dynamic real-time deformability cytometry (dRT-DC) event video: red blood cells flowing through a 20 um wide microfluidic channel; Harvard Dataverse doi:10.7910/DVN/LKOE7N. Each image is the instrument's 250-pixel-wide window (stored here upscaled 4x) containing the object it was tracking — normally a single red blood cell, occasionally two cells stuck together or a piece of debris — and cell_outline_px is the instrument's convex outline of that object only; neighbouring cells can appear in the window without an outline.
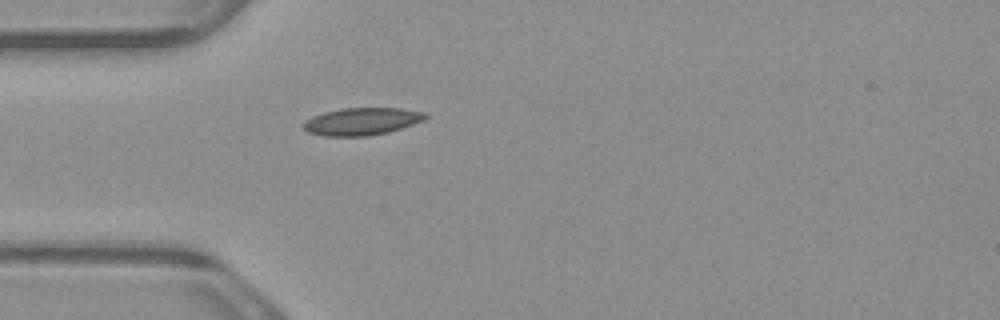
{"species": "common noctule bat (a hibernating species)", "species_latin": "Nyctalus noctula", "temperature_condition": "warm", "stored_images_in_passage": 1, "camera_frame_rate_fps": 3000, "um_per_image_px": 0.085, "animal": {"sex": "male", "body_mass_g": 23.1, "forearm_length_mm": 52.7}, "frame": {"image": 1, "passage_image": 1, "time_ms": 0.0, "image_size_px": [1000, 320], "cell_outline_px": [[428, 116], [424, 120], [388, 132], [368, 136], [324, 136], [308, 132], [304, 128], [304, 120], [312, 116], [324, 112], [340, 108], [400, 108], [428, 112]], "centroid_in_image_um": [30.76, 10.31], "position_along_channel_um": 54.2, "area_um2": 19.54}}